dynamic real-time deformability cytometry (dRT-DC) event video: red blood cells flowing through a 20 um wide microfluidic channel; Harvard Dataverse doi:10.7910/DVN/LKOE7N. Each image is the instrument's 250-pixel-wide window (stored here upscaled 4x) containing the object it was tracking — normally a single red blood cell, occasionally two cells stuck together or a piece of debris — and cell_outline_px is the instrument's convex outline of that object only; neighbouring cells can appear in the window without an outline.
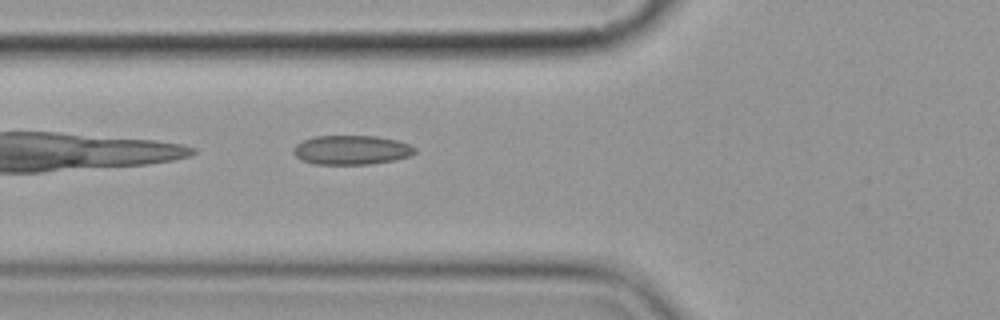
{"species": "common noctule bat (a hibernating species)", "species_latin": "Nyctalus noctula", "temperature_condition": "cold", "stored_images_in_passage": 4, "camera_frame_rate_fps": 3000, "um_per_image_px": 0.085, "animal": {"sex": "female", "body_mass_g": 19.9}, "frame": {"image": 1, "passage_image": 4, "time_ms": 3.333, "image_size_px": [1000, 320], "cell_outline_px": [[416, 152], [408, 156], [392, 160], [368, 164], [312, 164], [296, 156], [292, 152], [292, 148], [296, 144], [312, 136], [376, 136], [396, 140], [408, 144], [416, 148]], "centroid_in_image_um": [29.83, 12.74], "position_along_channel_um": 96.0, "area_um2": 20.58}}